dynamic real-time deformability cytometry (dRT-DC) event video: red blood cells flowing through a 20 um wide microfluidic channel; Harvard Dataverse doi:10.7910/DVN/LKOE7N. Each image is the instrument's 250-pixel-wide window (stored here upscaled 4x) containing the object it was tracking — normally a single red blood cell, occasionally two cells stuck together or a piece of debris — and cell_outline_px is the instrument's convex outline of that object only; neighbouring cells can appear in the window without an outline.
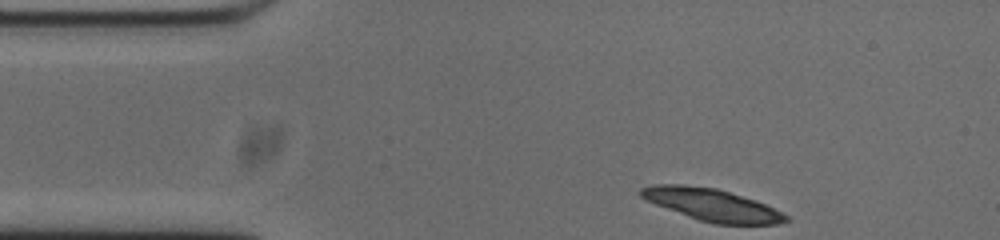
{"species": "common noctule bat (a hibernating species)", "species_latin": "Nyctalus noctula", "temperature_condition": "cold", "stored_images_in_passage": 47, "camera_frame_rate_fps": 3000, "um_per_image_px": 0.085, "animal": {"sex": "male", "body_mass_g": 20.0, "forearm_length_mm": 53.3}, "frame": {"image": 1, "passage_image": 1, "time_ms": 0.0, "image_size_px": [1000, 240], "cell_outline_px": [[792, 220], [780, 224], [716, 224], [700, 220], [688, 216], [656, 204], [640, 196], [640, 188], [652, 184], [684, 184], [716, 188], [756, 200], [788, 216]], "centroid_in_image_um": [60.53, 17.4], "position_along_channel_um": 24.5, "area_um2": 26.93}}